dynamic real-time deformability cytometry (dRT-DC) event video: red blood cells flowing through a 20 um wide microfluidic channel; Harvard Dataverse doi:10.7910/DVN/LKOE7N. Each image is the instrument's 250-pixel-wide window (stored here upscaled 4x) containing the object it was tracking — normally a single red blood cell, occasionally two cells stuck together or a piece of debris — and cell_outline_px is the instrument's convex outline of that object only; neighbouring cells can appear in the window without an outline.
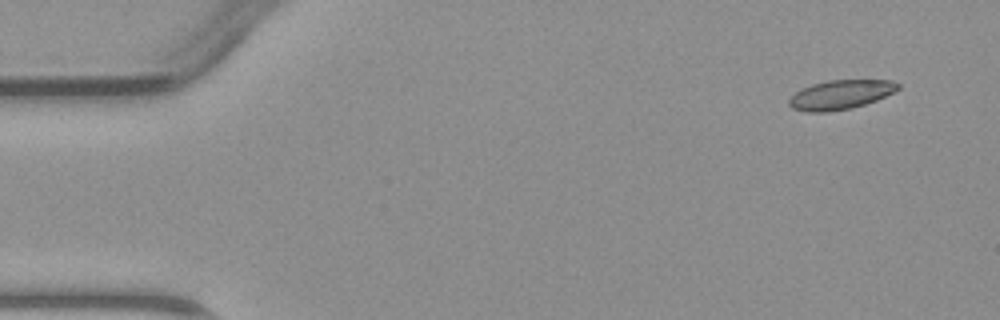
{"species": "common noctule bat (a hibernating species)", "species_latin": "Nyctalus noctula", "temperature_condition": "warm", "stored_images_in_passage": 5, "segment_of_instrument_passage": [2, 2], "camera_frame_rate_fps": 3000, "um_per_image_px": 0.085, "animal": {"sex": "male", "body_mass_g": 23.1, "forearm_length_mm": 52.7}, "frame": {"image": 1, "passage_image": 5, "time_ms": 4.667, "image_size_px": [1000, 320], "cell_outline_px": [[900, 88], [876, 100], [852, 108], [828, 112], [804, 112], [792, 108], [788, 104], [788, 100], [796, 92], [812, 84], [828, 80], [892, 80], [900, 84]], "centroid_in_image_um": [71.43, 8.05], "position_along_channel_um": 13.6, "area_um2": 18.5}}